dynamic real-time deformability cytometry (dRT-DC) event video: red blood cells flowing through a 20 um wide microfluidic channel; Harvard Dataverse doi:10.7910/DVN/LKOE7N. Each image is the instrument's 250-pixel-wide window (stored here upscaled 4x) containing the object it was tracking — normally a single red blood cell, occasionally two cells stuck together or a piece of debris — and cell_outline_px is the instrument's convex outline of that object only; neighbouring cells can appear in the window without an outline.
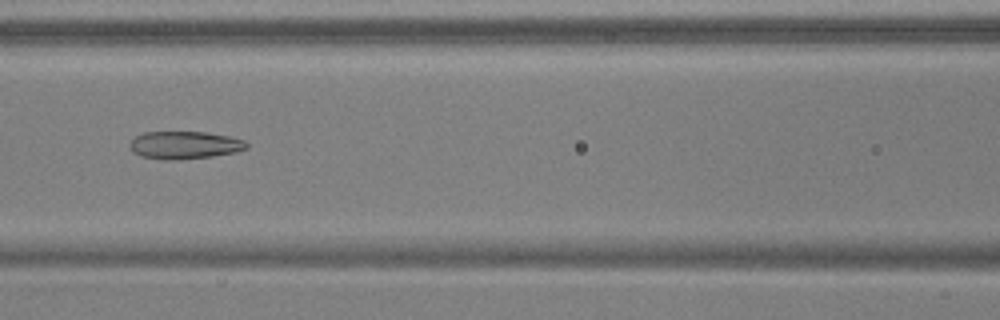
{"species": "common noctule bat (a hibernating species)", "species_latin": "Nyctalus noctula", "temperature_condition": "warm", "stored_images_in_passage": 33, "camera_frame_rate_fps": 3000, "um_per_image_px": 0.085, "animal": {"sex": "male", "body_mass_g": 17.9, "forearm_length_mm": 54.2}, "frame": {"image": 1, "passage_image": 12, "time_ms": 3.667, "image_size_px": [1000, 320], "cell_outline_px": [[248, 148], [236, 152], [212, 156], [180, 160], [164, 160], [140, 156], [132, 152], [128, 144], [136, 136], [144, 132], [204, 132], [228, 136], [244, 140], [248, 144]], "centroid_in_image_um": [15.67, 12.34], "position_along_channel_um": 150.9, "area_um2": 18.96}}
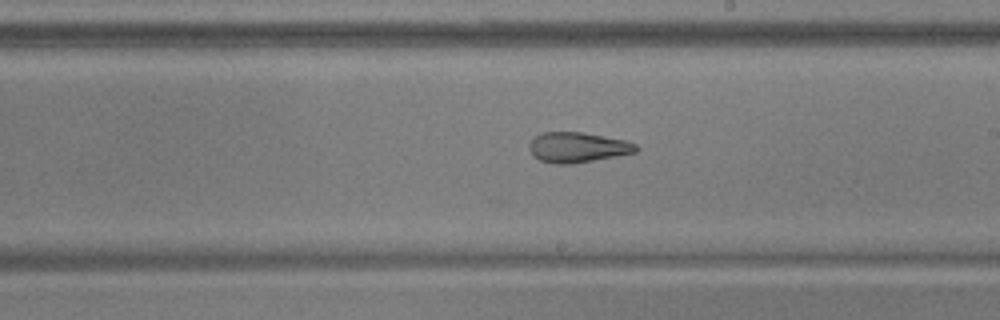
{"frame": {"image": 2, "passage_image": 19, "time_ms": 6.0, "image_size_px": [1000, 320], "cell_outline_px": [[640, 148], [636, 152], [616, 156], [572, 164], [552, 164], [540, 160], [532, 156], [528, 148], [528, 144], [540, 132], [580, 132], [624, 140], [636, 144]], "centroid_in_image_um": [49.05, 12.53], "position_along_channel_um": 239.9, "area_um2": 18.84}}
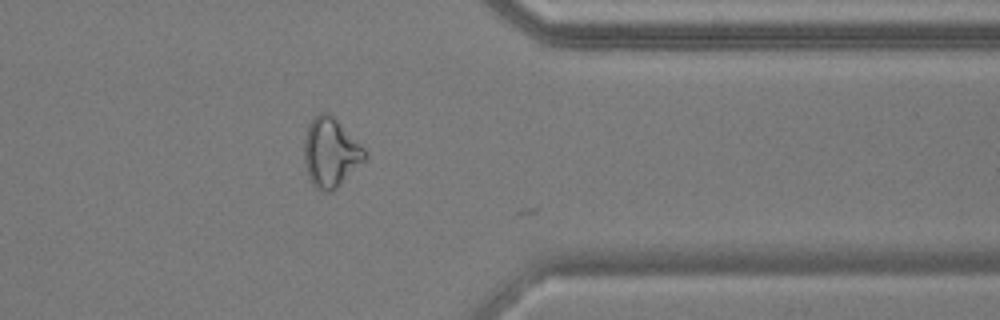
{"frame": {"image": 3, "passage_image": 31, "time_ms": 10.0, "image_size_px": [1000, 320], "cell_outline_px": [[368, 156], [332, 192], [320, 192], [312, 184], [308, 176], [304, 160], [304, 140], [308, 124], [320, 112], [328, 112], [364, 148]], "centroid_in_image_um": [28.07, 12.99], "position_along_channel_um": 383.3, "area_um2": 24.1}, "authors_computed_cell_mechanics": {"area_um2": 18.9584, "velocity_mm_per_s": 3.8221, "shape_relaxation_time_tau1_ms": null, "shape_relaxation_time_tau2_ms": 2.9423, "deformation_change_tau1": null, "deformation_change_tau2": 0.1259}}